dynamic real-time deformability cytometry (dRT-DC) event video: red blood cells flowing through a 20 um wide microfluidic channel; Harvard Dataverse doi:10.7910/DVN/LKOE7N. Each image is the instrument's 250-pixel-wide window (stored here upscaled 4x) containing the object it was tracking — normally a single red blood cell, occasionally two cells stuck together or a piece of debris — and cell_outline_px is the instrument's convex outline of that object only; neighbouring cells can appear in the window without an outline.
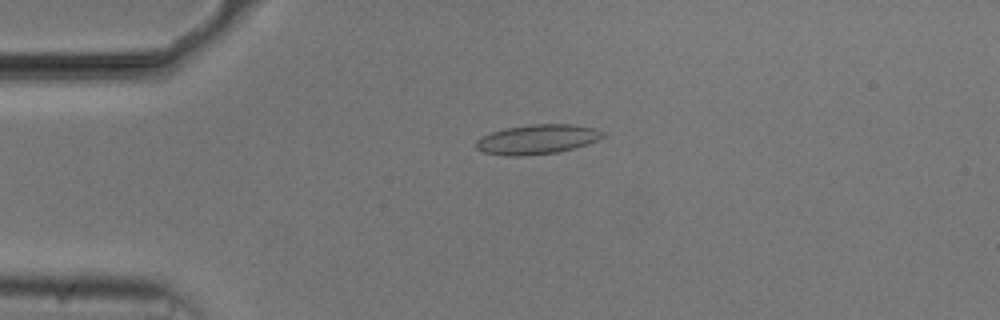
{"species": "common noctule bat (a hibernating species)", "species_latin": "Nyctalus noctula", "temperature_condition": "cold", "stored_images_in_passage": 16, "camera_frame_rate_fps": 3000, "um_per_image_px": 0.085, "animal": {"sex": "male", "body_mass_g": 20.5, "forearm_length_mm": 52.5}, "frame": {"image": 1, "passage_image": 12, "time_ms": 3.667, "image_size_px": [1000, 320], "cell_outline_px": [[608, 136], [588, 144], [556, 152], [520, 156], [508, 156], [484, 152], [476, 148], [476, 140], [480, 136], [504, 128], [532, 124], [568, 124], [596, 128], [604, 132]], "centroid_in_image_um": [45.68, 11.83], "position_along_channel_um": 39.3, "area_um2": 21.91}}